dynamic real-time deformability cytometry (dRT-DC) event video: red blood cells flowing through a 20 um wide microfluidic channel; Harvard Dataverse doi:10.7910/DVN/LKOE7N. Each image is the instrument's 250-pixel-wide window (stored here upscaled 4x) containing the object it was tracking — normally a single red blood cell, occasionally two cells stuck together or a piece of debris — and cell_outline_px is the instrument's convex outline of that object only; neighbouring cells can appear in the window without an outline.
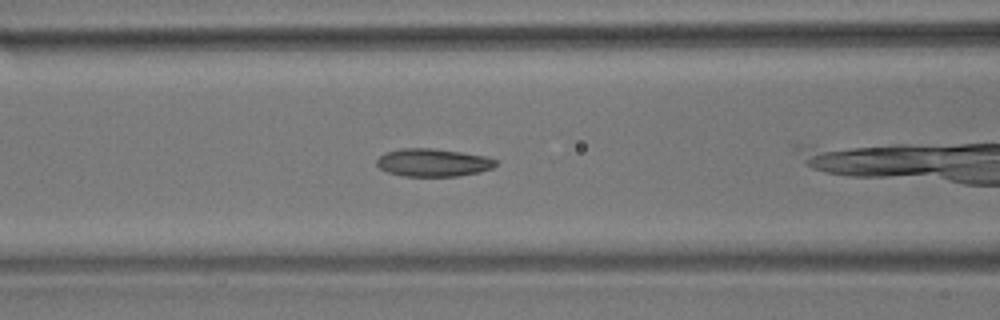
{"species": "common noctule bat (a hibernating species)", "species_latin": "Nyctalus noctula", "temperature_condition": "room temperature", "stored_images_in_passage": 28, "camera_frame_rate_fps": 3000, "um_per_image_px": 0.085, "animal": {"sex": "male", "body_mass_g": 17.9}, "frame": {"image": 1, "passage_image": 7, "time_ms": 2.0, "image_size_px": [1000, 320], "cell_outline_px": [[496, 164], [492, 168], [480, 172], [456, 176], [404, 176], [388, 172], [380, 168], [376, 164], [376, 160], [384, 152], [400, 148], [432, 148], [460, 152], [484, 156], [496, 160]], "centroid_in_image_um": [36.77, 13.81], "position_along_channel_um": 129.8, "area_um2": 19.25}}
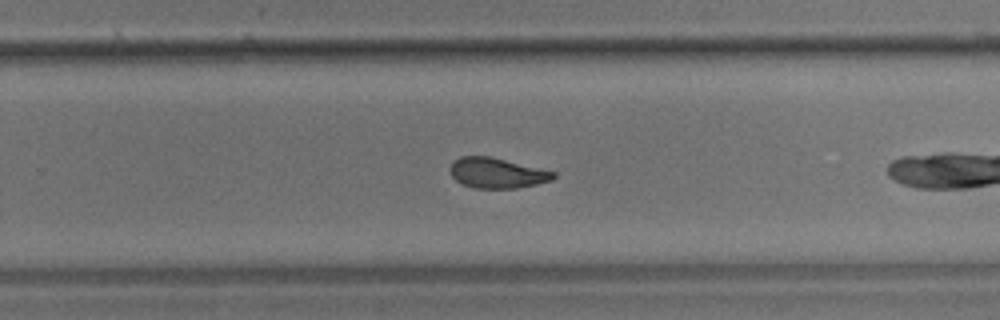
{"frame": {"image": 2, "passage_image": 20, "time_ms": 6.333, "image_size_px": [1000, 320], "cell_outline_px": [[556, 176], [552, 180], [536, 184], [516, 188], [472, 188], [456, 180], [452, 176], [448, 168], [460, 156], [488, 156], [556, 172]], "centroid_in_image_um": [42.23, 14.71], "position_along_channel_um": 287.6, "area_um2": 18.03}}
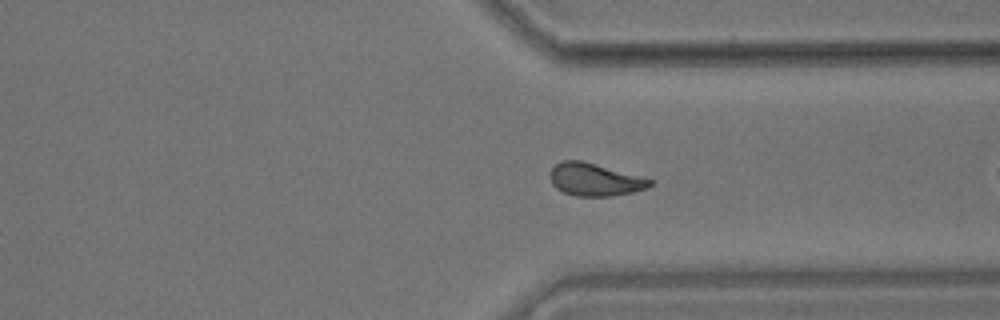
{"frame": {"image": 3, "passage_image": 26, "time_ms": 8.333, "image_size_px": [1000, 320], "cell_outline_px": [[652, 184], [648, 188], [632, 192], [612, 196], [576, 196], [564, 192], [556, 188], [552, 184], [552, 168], [560, 160], [580, 160], [596, 164], [652, 180]], "centroid_in_image_um": [50.55, 15.27], "position_along_channel_um": 360.9, "area_um2": 18.61}}